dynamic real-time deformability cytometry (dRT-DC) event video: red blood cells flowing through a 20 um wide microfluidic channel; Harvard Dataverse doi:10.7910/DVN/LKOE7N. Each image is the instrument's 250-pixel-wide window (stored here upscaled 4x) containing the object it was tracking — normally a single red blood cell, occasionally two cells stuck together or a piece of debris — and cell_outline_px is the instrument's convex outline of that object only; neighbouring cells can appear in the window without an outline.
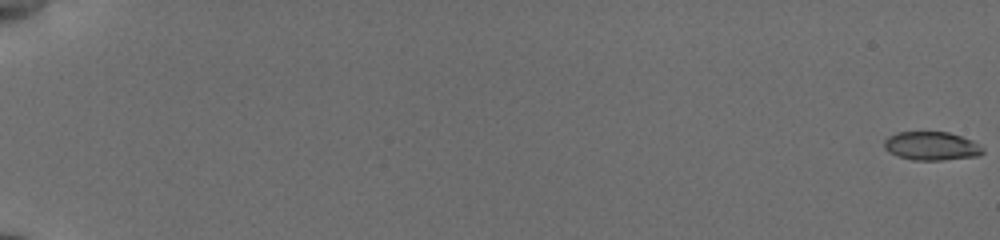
{"species": "common noctule bat (a hibernating species)", "species_latin": "Nyctalus noctula", "temperature_condition": "cold", "stored_images_in_passage": 57, "camera_frame_rate_fps": 3000, "um_per_image_px": 0.085, "animal": {"sex": "female", "body_mass_g": 19.5, "forearm_length_mm": 54.1}, "frame": {"image": 1, "passage_image": 1, "time_ms": 0.0, "image_size_px": [1000, 240], "cell_outline_px": [[984, 152], [976, 156], [940, 160], [912, 160], [896, 156], [888, 152], [884, 148], [884, 140], [888, 136], [896, 132], [948, 132], [972, 140], [984, 148]], "centroid_in_image_um": [79.13, 12.41], "position_along_channel_um": 5.9, "area_um2": 16.47}}
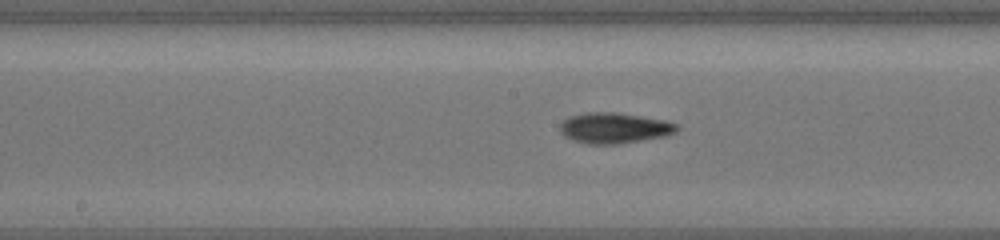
{"frame": {"image": 2, "passage_image": 33, "time_ms": 10.667, "image_size_px": [1000, 240], "cell_outline_px": [[680, 128], [676, 132], [668, 136], [616, 144], [588, 144], [572, 140], [564, 136], [560, 132], [560, 124], [568, 116], [584, 112], [616, 112], [664, 120], [680, 124]], "centroid_in_image_um": [52.23, 10.88], "position_along_channel_um": 196.0, "area_um2": 21.15}}
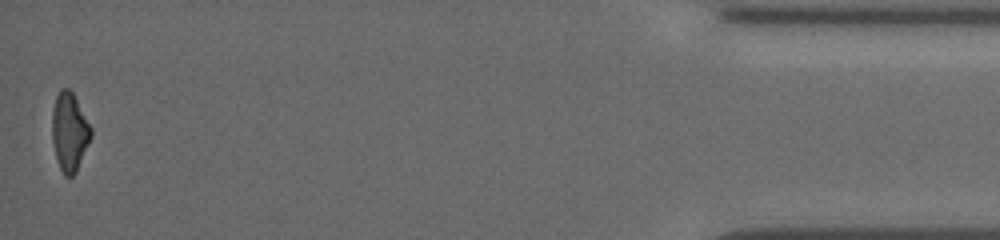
{"frame": {"image": 3, "passage_image": 57, "time_ms": 18.667, "image_size_px": [1000, 240], "cell_outline_px": [[92, 136], [76, 172], [72, 176], [64, 176], [56, 160], [52, 140], [52, 112], [56, 96], [60, 88], [68, 88], [72, 92], [92, 128]], "centroid_in_image_um": [5.9, 11.22], "position_along_channel_um": 429.3, "area_um2": 17.8}, "authors_computed_cell_mechanics": {"area_um2": 18.2648, "velocity_mm_per_s": 3.8372, "shape_relaxation_time_tau1_ms": 2.5459, "shape_relaxation_time_tau2_ms": 4.0972, "deformation_change_tau1": 0.133, "deformation_change_tau2": 0.107}}